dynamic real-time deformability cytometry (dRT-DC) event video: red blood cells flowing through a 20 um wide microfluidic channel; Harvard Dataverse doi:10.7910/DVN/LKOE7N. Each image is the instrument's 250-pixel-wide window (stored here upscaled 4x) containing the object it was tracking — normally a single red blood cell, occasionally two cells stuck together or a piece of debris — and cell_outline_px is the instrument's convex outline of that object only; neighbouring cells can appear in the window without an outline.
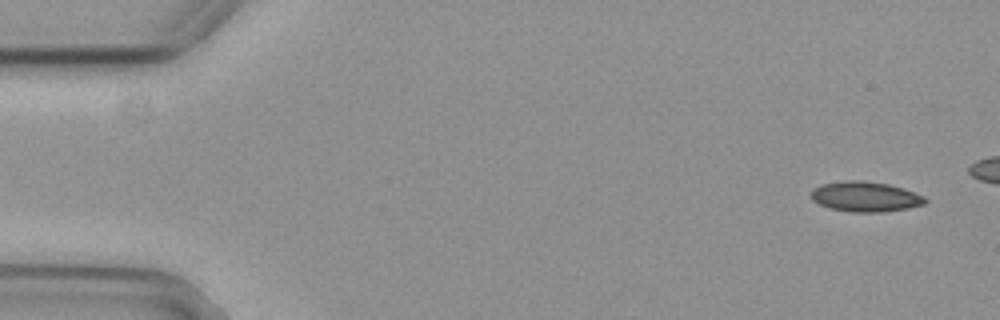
{"species": "common noctule bat (a hibernating species)", "species_latin": "Nyctalus noctula", "temperature_condition": "cold", "stored_images_in_passage": 9, "camera_frame_rate_fps": 3000, "um_per_image_px": 0.085, "animal": {"sex": "female", "body_mass_g": 29.2, "forearm_length_mm": 56.3}, "frame": {"image": 1, "passage_image": 2, "time_ms": 0.333, "image_size_px": [1000, 320], "cell_outline_px": [[928, 200], [924, 204], [908, 208], [884, 212], [852, 212], [832, 208], [820, 204], [812, 200], [812, 188], [820, 184], [844, 180], [864, 180], [888, 184], [904, 188], [924, 196]], "centroid_in_image_um": [73.56, 16.7], "position_along_channel_um": 11.4, "area_um2": 20.11}}